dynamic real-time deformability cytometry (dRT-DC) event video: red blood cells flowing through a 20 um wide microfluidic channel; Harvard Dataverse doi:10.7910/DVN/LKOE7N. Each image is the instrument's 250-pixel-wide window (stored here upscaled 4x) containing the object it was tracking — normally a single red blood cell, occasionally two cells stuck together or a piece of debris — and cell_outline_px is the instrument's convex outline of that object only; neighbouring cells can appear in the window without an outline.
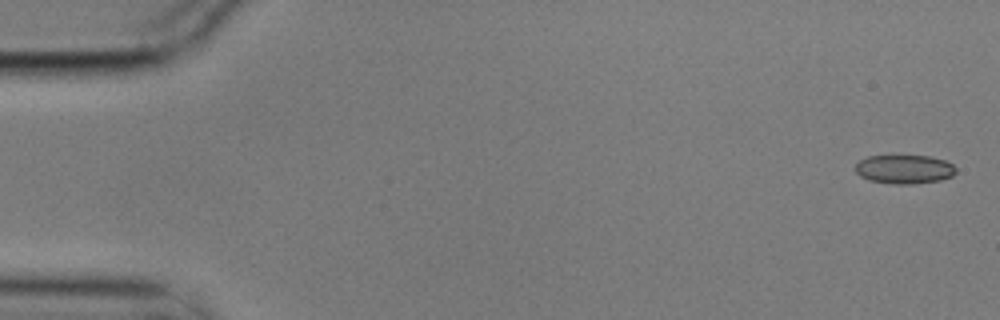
{"species": "common noctule bat (a hibernating species)", "species_latin": "Nyctalus noctula", "temperature_condition": "cold", "stored_images_in_passage": 5, "camera_frame_rate_fps": 3000, "um_per_image_px": 0.085, "animal": {"sex": "male", "body_mass_g": 17.9}, "frame": {"image": 1, "passage_image": 1, "time_ms": 0.0, "image_size_px": [1000, 320], "cell_outline_px": [[956, 172], [952, 176], [940, 180], [912, 184], [892, 184], [868, 180], [860, 176], [856, 172], [856, 164], [860, 160], [868, 156], [928, 156], [944, 160], [952, 164], [956, 168]], "centroid_in_image_um": [76.86, 14.39], "position_along_channel_um": 8.1, "area_um2": 16.88}}
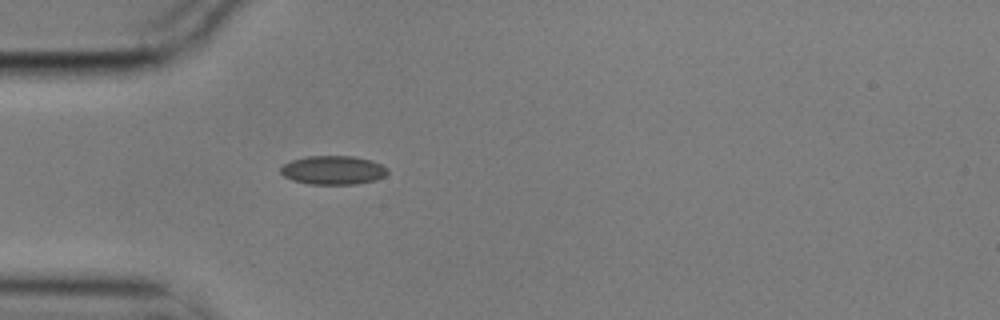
{"frame": {"image": 2, "passage_image": 5, "time_ms": 1.333, "image_size_px": [1000, 320], "cell_outline_px": [[388, 172], [384, 176], [376, 180], [356, 184], [308, 184], [292, 180], [284, 176], [280, 172], [280, 168], [284, 164], [292, 160], [308, 156], [352, 156], [372, 160], [388, 168]], "centroid_in_image_um": [28.32, 14.46], "position_along_channel_um": 56.7, "area_um2": 17.98}}